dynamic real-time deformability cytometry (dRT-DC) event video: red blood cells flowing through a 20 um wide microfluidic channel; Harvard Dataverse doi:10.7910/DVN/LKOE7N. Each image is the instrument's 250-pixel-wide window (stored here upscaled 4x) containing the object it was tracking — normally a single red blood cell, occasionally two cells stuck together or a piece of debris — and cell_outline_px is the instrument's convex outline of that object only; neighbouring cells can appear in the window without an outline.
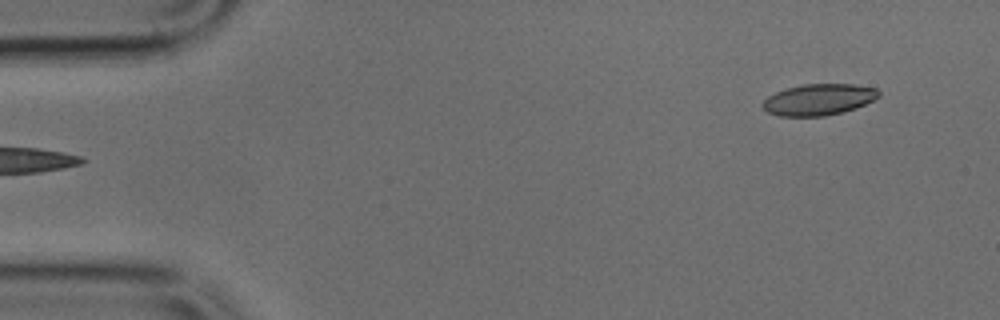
{"species": "common noctule bat (a hibernating species)", "species_latin": "Nyctalus noctula", "temperature_condition": "cold", "stored_images_in_passage": 46, "camera_frame_rate_fps": 3000, "um_per_image_px": 0.085, "animal": {"sex": "male", "body_mass_g": 17.9, "forearm_length_mm": 54.2}, "frame": {"image": 1, "passage_image": 1, "time_ms": 0.0, "image_size_px": [1000, 320], "cell_outline_px": [[880, 96], [856, 108], [824, 116], [780, 116], [768, 112], [760, 104], [768, 96], [776, 92], [788, 88], [804, 84], [856, 84], [876, 88], [880, 92]], "centroid_in_image_um": [69.59, 8.46], "position_along_channel_um": 15.4, "area_um2": 21.04}}
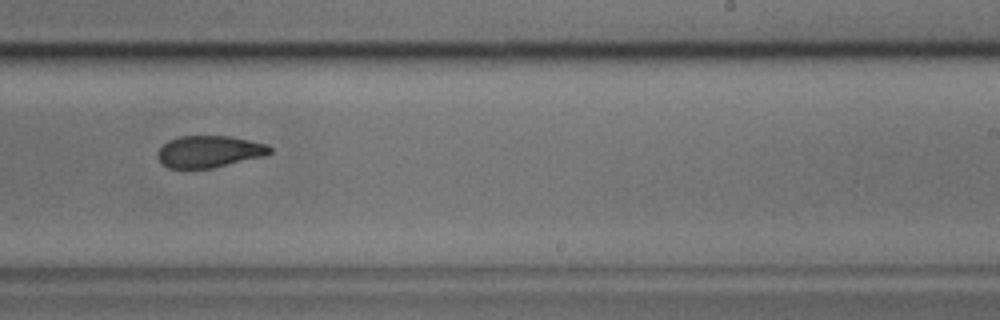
{"frame": {"image": 2, "passage_image": 27, "time_ms": 8.667, "image_size_px": [1000, 320], "cell_outline_px": [[272, 152], [268, 156], [212, 168], [168, 168], [156, 156], [156, 152], [168, 140], [180, 136], [228, 136], [268, 144], [272, 148]], "centroid_in_image_um": [17.82, 12.88], "position_along_channel_um": 271.2, "area_um2": 20.98}}
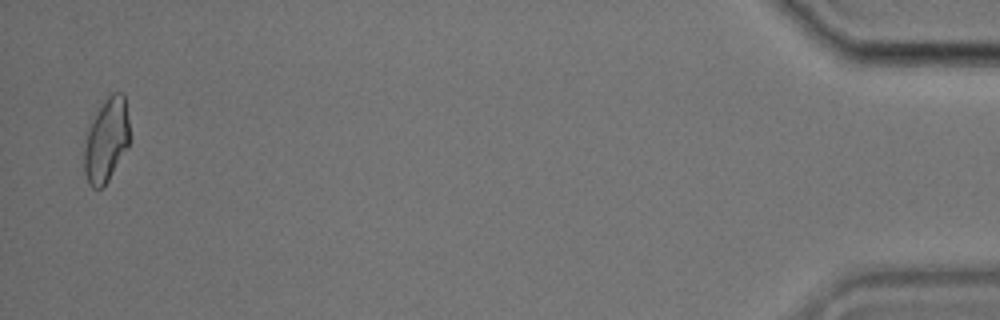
{"frame": {"image": 3, "passage_image": 45, "time_ms": 14.667, "image_size_px": [1000, 320], "cell_outline_px": [[128, 144], [104, 188], [92, 188], [88, 184], [84, 172], [84, 148], [88, 132], [96, 112], [104, 100], [112, 92], [124, 92], [128, 120]], "centroid_in_image_um": [9.02, 11.92], "position_along_channel_um": 426.2, "area_um2": 21.79}}